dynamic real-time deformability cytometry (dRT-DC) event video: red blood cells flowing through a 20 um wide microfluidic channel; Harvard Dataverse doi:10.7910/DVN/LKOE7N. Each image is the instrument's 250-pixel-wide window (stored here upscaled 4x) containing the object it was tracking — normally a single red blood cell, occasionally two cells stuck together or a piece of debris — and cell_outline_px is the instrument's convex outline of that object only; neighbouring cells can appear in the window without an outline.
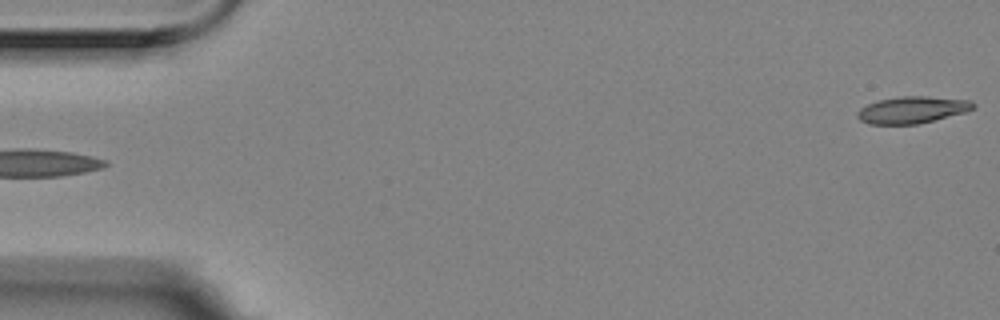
{"species": "Egyptian fruit bat (a non-hibernating species)", "species_latin": "Rousettus aegyptiacus", "temperature_condition": "room temperature", "stored_images_in_passage": 6, "segment_of_instrument_passage": [2, 2], "camera_frame_rate_fps": 3000, "um_per_image_px": 0.085, "animal": {"sex": "female"}, "frame": {"image": 1, "passage_image": 6, "time_ms": 1.667, "image_size_px": [1000, 320], "cell_outline_px": [[976, 104], [972, 108], [964, 112], [916, 124], [868, 124], [860, 120], [856, 116], [856, 112], [860, 108], [868, 104], [880, 100], [904, 96], [928, 96], [972, 100]], "centroid_in_image_um": [77.51, 9.33], "position_along_channel_um": 7.5, "area_um2": 17.92}}